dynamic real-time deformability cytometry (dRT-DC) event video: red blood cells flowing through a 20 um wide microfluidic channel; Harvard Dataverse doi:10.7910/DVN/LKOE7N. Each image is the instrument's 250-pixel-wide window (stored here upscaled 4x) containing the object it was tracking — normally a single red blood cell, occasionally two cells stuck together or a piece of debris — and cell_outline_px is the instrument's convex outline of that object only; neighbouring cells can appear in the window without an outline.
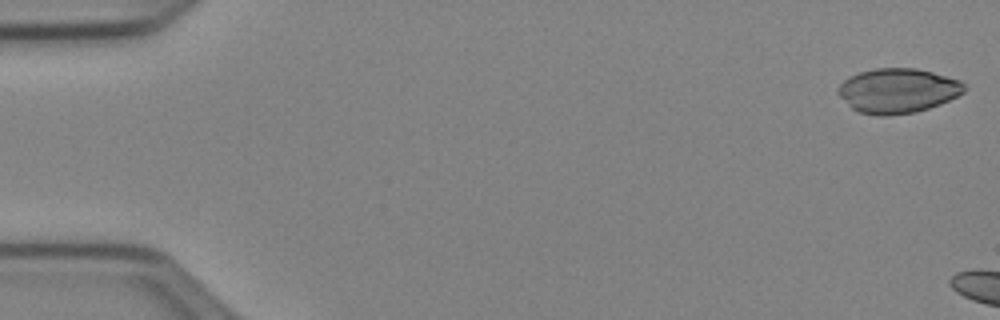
{"species": "Egyptian fruit bat (a non-hibernating species)", "species_latin": "Rousettus aegyptiacus", "temperature_condition": "cold", "stored_images_in_passage": 6, "camera_frame_rate_fps": 3000, "um_per_image_px": 0.085, "animal": {"sex": "female"}, "frame": {"image": 1, "passage_image": 1, "time_ms": 0.0, "image_size_px": [1000, 320], "cell_outline_px": [[968, 88], [964, 92], [940, 104], [916, 112], [888, 116], [880, 116], [860, 112], [852, 108], [836, 92], [840, 84], [848, 76], [860, 72], [876, 68], [916, 68], [932, 72], [960, 80]], "centroid_in_image_um": [76.31, 7.7], "position_along_channel_um": 8.7, "area_um2": 32.83}}